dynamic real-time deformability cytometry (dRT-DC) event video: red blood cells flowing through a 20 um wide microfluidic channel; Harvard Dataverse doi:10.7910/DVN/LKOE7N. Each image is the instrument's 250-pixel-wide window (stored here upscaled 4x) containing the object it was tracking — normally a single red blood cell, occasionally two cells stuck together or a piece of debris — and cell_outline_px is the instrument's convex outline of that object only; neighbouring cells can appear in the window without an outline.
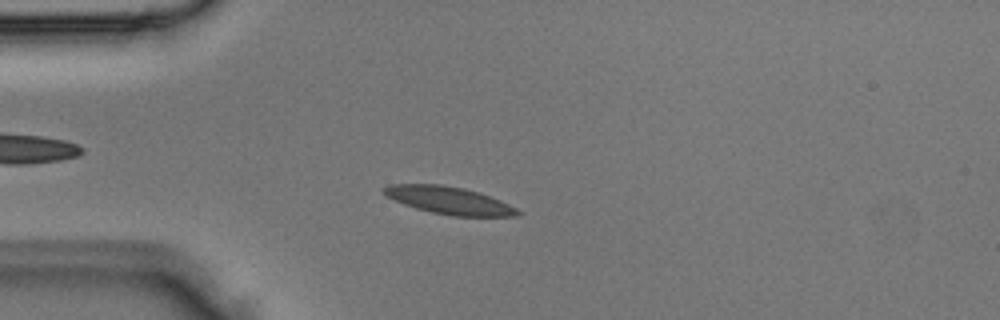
{"species": "Egyptian fruit bat (a non-hibernating species)", "species_latin": "Rousettus aegyptiacus", "temperature_condition": "room temperature", "stored_images_in_passage": 4, "camera_frame_rate_fps": 3000, "um_per_image_px": 0.085, "animal": {"sex": "male"}, "frame": {"image": 1, "passage_image": 3, "time_ms": 0.667, "image_size_px": [1000, 320], "cell_outline_px": [[520, 212], [516, 216], [452, 216], [432, 212], [416, 208], [404, 204], [388, 196], [380, 188], [388, 184], [444, 184], [464, 188], [480, 192], [500, 200], [516, 208]], "centroid_in_image_um": [38.16, 17.02], "position_along_channel_um": 46.8, "area_um2": 21.33}}